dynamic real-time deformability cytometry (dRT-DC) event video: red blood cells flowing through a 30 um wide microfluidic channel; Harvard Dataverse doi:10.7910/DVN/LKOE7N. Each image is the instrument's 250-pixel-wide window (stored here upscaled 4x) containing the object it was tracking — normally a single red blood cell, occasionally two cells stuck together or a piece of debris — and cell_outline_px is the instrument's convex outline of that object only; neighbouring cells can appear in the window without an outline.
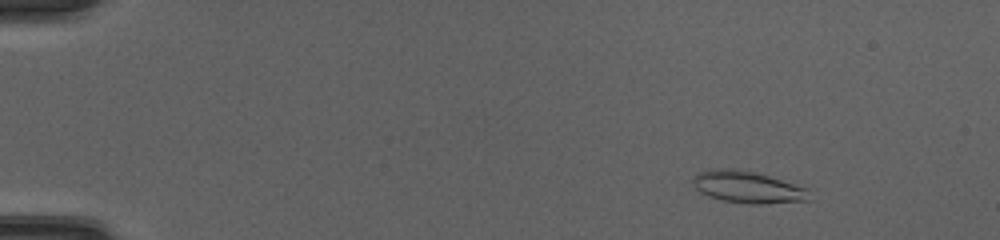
{"species": "common noctule bat (a hibernating species)", "species_latin": "Nyctalus noctula", "temperature_condition": "cold", "stored_images_in_passage": 51, "camera_frame_rate_fps": 3000, "um_per_image_px": 0.085, "animal": {"sex": "female", "body_mass_g": 20.0, "forearm_length_mm": 54.0}, "frame": {"image": 1, "passage_image": 7, "time_ms": 2.0, "image_size_px": [1000, 240], "cell_outline_px": [[816, 188], [812, 200], [760, 204], [748, 204], [724, 200], [708, 196], [700, 192], [692, 184], [692, 180], [696, 172], [716, 168], [732, 168], [752, 172]], "centroid_in_image_um": [63.69, 15.91], "position_along_channel_um": 21.3, "area_um2": 22.31}}
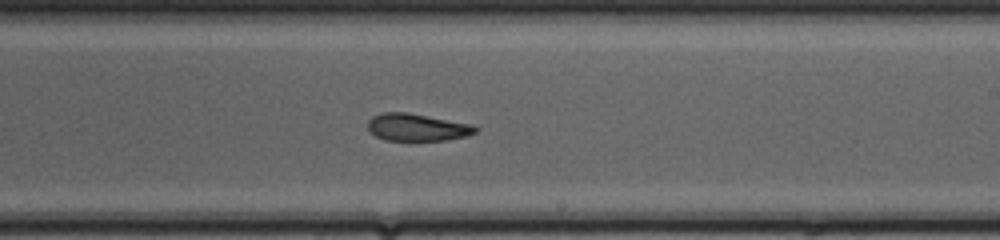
{"frame": {"image": 2, "passage_image": 32, "time_ms": 10.333, "image_size_px": [1000, 240], "cell_outline_px": [[480, 128], [476, 132], [468, 136], [448, 140], [384, 140], [376, 136], [368, 128], [368, 120], [372, 116], [384, 112], [408, 112], [476, 124]], "centroid_in_image_um": [35.53, 10.81], "position_along_channel_um": 253.5, "area_um2": 17.46}}
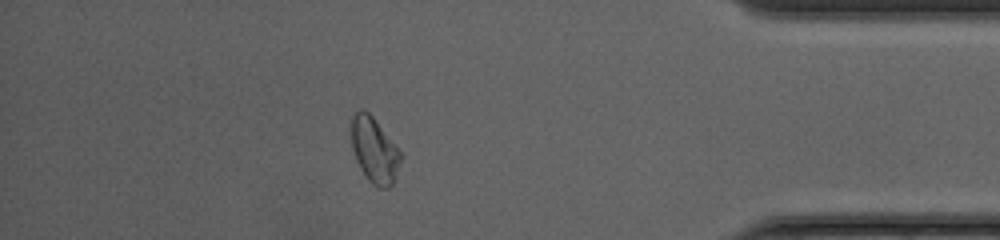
{"frame": {"image": 3, "passage_image": 45, "time_ms": 14.667, "image_size_px": [1000, 240], "cell_outline_px": [[404, 156], [392, 184], [388, 188], [380, 188], [372, 184], [368, 180], [360, 168], [356, 160], [352, 148], [352, 116], [360, 108], [364, 108], [372, 116], [400, 148]], "centroid_in_image_um": [31.86, 12.76], "position_along_channel_um": 403.3, "area_um2": 19.07}, "authors_computed_cell_mechanics": {"area_um2": 19.363, "velocity_mm_per_s": 4.2072, "shape_relaxation_time_tau1_ms": null, "shape_relaxation_time_tau2_ms": 5.4711, "deformation_change_tau1": null, "deformation_change_tau2": 0.1322}}